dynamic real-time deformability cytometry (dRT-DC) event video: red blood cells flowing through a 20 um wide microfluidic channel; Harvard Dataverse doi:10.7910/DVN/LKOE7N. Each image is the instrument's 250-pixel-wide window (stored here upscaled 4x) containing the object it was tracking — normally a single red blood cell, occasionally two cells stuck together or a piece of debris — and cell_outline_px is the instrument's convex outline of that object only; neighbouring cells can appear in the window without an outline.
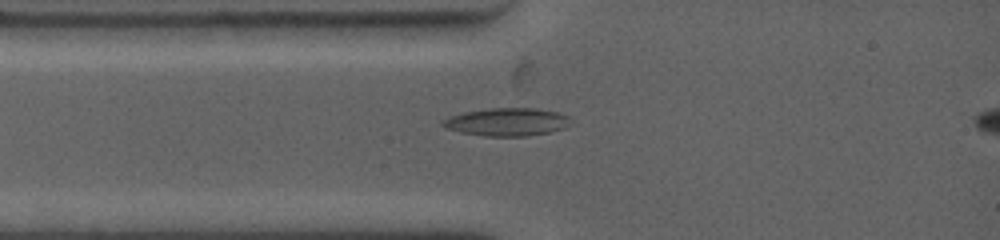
{"species": "common noctule bat (a hibernating species)", "species_latin": "Nyctalus noctula", "temperature_condition": "warm", "stored_images_in_passage": 41, "camera_frame_rate_fps": 4500, "um_per_image_px": 0.085, "animal": {"sex": "female", "body_mass_g": 19.0, "forearm_length_mm": 53.3}, "frame": {"image": 1, "passage_image": 1, "time_ms": 0.0, "image_size_px": [1000, 240], "cell_outline_px": [[568, 124], [564, 128], [548, 132], [528, 136], [484, 136], [460, 132], [444, 128], [440, 124], [440, 120], [464, 112], [488, 108], [536, 108], [556, 112], [568, 116]], "centroid_in_image_um": [43.02, 10.37], "position_along_channel_um": 42.0, "area_um2": 20.75}}
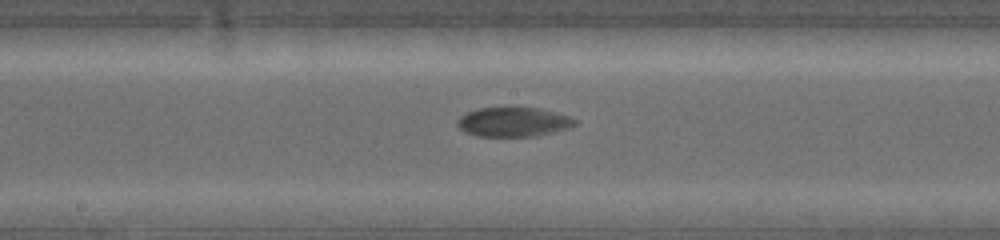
{"frame": {"image": 2, "passage_image": 17, "time_ms": 4.444, "image_size_px": [1000, 240], "cell_outline_px": [[576, 124], [572, 128], [536, 136], [476, 136], [464, 132], [456, 124], [456, 120], [460, 116], [468, 112], [480, 108], [540, 108], [556, 112], [568, 116], [576, 120]], "centroid_in_image_um": [43.65, 10.38], "position_along_channel_um": 204.6, "area_um2": 20.17}}
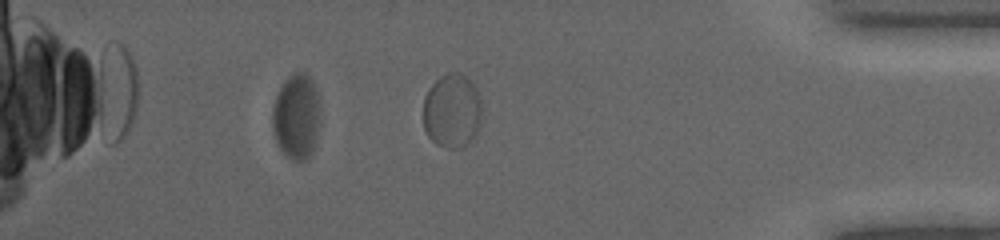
{"frame": {"image": 3, "passage_image": 36, "time_ms": 10.667, "image_size_px": [1000, 240], "cell_outline_px": [[484, 108], [480, 124], [476, 136], [460, 148], [448, 148], [436, 144], [428, 136], [424, 128], [424, 96], [428, 88], [440, 76], [448, 72], [460, 72], [476, 88]], "centroid_in_image_um": [38.45, 9.42], "position_along_channel_um": 396.8, "area_um2": 25.72}}